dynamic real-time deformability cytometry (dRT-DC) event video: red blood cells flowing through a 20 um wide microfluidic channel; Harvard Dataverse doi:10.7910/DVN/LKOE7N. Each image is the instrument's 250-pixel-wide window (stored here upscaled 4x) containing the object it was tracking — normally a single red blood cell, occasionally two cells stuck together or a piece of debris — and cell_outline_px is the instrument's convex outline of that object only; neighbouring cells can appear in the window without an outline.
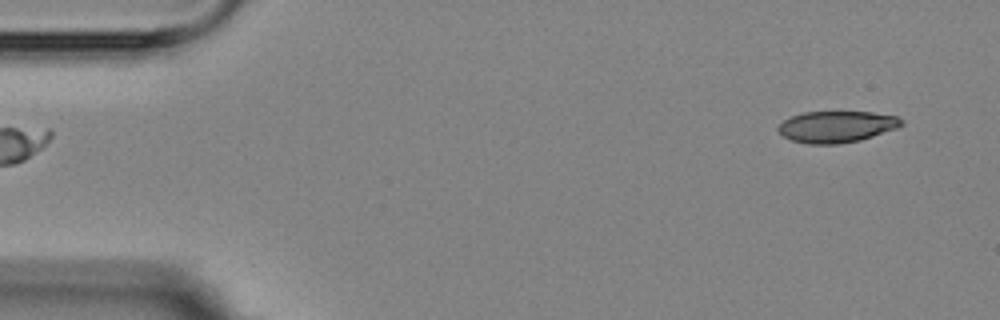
{"species": "Egyptian fruit bat (a non-hibernating species)", "species_latin": "Rousettus aegyptiacus", "temperature_condition": "room temperature", "stored_images_in_passage": 5, "segment_of_instrument_passage": [2, 2], "camera_frame_rate_fps": 3000, "um_per_image_px": 0.085, "animal": {"sex": "female"}, "frame": {"image": 1, "passage_image": 5, "time_ms": 5.333, "image_size_px": [1000, 320], "cell_outline_px": [[904, 124], [896, 128], [860, 140], [836, 144], [808, 144], [792, 140], [784, 136], [776, 128], [784, 120], [792, 116], [804, 112], [872, 112], [896, 116], [904, 120]], "centroid_in_image_um": [71.12, 10.76], "position_along_channel_um": 13.9, "area_um2": 22.43}}